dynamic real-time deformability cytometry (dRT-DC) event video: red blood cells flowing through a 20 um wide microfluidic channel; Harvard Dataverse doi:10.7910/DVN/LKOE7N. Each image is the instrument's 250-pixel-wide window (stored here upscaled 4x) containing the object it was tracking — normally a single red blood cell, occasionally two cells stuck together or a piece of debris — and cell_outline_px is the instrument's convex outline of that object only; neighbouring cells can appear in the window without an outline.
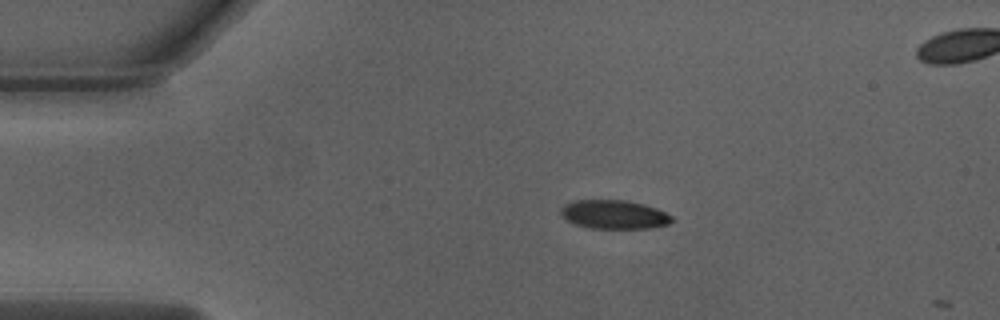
{"species": "Egyptian fruit bat (a non-hibernating species)", "species_latin": "Rousettus aegyptiacus", "temperature_condition": "warm", "stored_images_in_passage": 2, "camera_frame_rate_fps": 3000, "um_per_image_px": 0.085, "animal": {"sex": "male"}, "frame": {"image": 1, "passage_image": 1, "time_ms": 0.0, "image_size_px": [1000, 320], "cell_outline_px": [[672, 220], [668, 224], [652, 228], [588, 228], [576, 224], [568, 220], [560, 212], [560, 208], [564, 204], [572, 200], [628, 200], [644, 204], [656, 208], [672, 216]], "centroid_in_image_um": [52.19, 18.22], "position_along_channel_um": 32.8, "area_um2": 18.61}}